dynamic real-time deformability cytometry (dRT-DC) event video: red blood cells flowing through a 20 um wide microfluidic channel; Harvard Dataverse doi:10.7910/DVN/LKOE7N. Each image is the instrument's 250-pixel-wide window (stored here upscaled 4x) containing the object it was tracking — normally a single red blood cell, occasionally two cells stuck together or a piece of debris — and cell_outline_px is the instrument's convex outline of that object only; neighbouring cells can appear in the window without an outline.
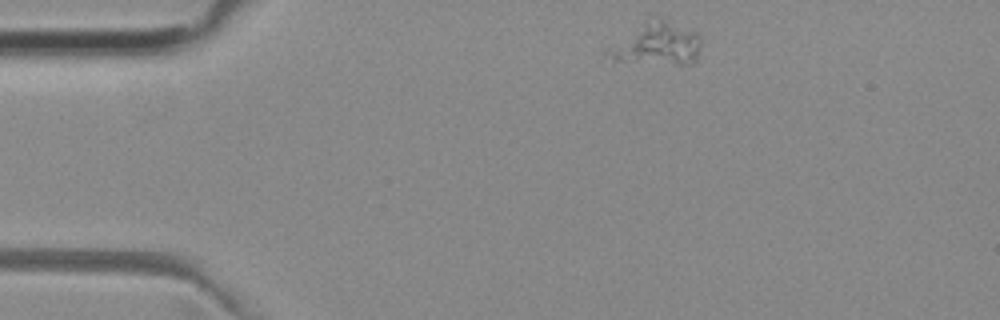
{"species": "common noctule bat (a hibernating species)", "species_latin": "Nyctalus noctula", "temperature_condition": "room temperature", "stored_images_in_passage": 45, "camera_frame_rate_fps": 3000, "um_per_image_px": 0.085, "animal": {"sex": "female", "body_mass_g": 29.2, "forearm_length_mm": 56.3}, "frame": {"image": 1, "passage_image": 1, "time_ms": 0.0, "image_size_px": [1000, 320], "cell_outline_px": [[700, 44], [696, 60], [692, 64], [680, 64], [612, 60], [604, 56], [604, 52], [660, 16], [696, 32], [700, 36]], "centroid_in_image_um": [55.96, 3.78], "position_along_channel_um": 29.0, "area_um2": 21.68}}
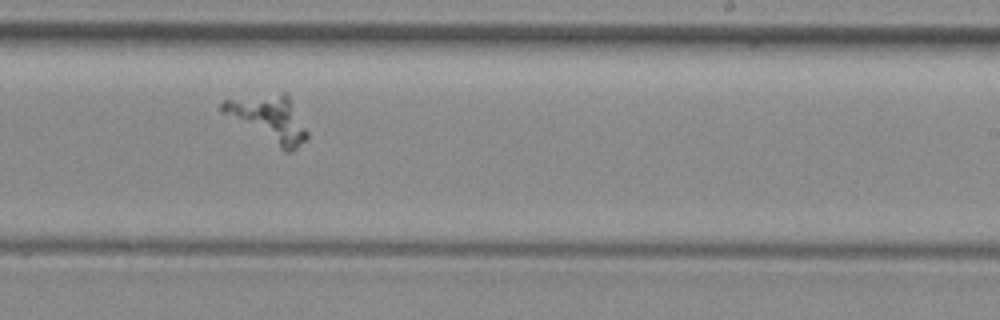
{"frame": {"image": 2, "passage_image": 24, "time_ms": 7.667, "image_size_px": [1000, 320], "cell_outline_px": [[308, 136], [292, 152], [284, 152], [220, 112], [220, 104], [224, 100], [284, 92], [288, 96], [308, 132]], "centroid_in_image_um": [22.82, 10.12], "position_along_channel_um": 266.2, "area_um2": 22.72}}
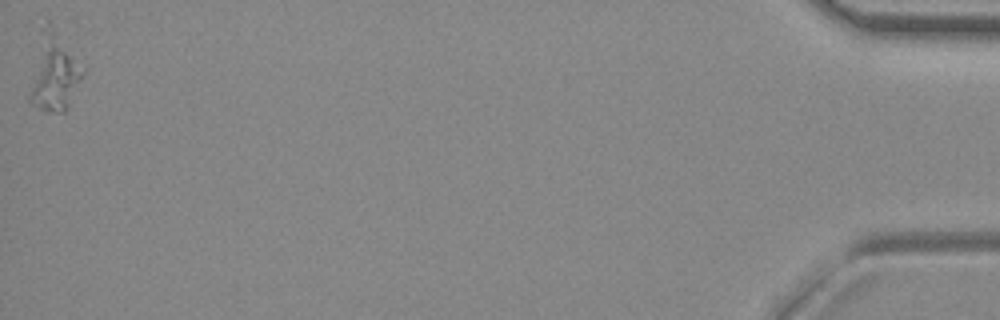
{"frame": {"image": 3, "passage_image": 45, "time_ms": 14.667, "image_size_px": [1000, 320], "cell_outline_px": [[88, 68], [64, 112], [56, 112], [40, 108], [32, 104], [28, 100], [28, 96], [40, 28], [48, 20], [52, 24]], "centroid_in_image_um": [4.64, 6.07], "position_along_channel_um": 430.6, "area_um2": 24.51}}